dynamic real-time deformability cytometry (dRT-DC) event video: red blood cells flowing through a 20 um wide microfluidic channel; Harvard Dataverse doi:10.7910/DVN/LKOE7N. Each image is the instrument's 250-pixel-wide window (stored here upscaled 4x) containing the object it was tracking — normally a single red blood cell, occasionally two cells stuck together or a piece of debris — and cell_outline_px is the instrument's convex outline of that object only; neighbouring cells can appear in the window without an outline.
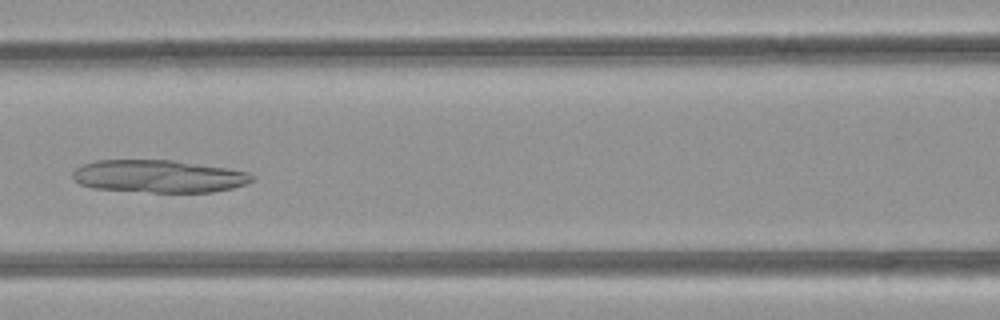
{"species": "common noctule bat (a hibernating species)", "species_latin": "Nyctalus noctula", "temperature_condition": "room temperature", "stored_images_in_passage": 49, "camera_frame_rate_fps": 3000, "um_per_image_px": 0.085, "animal": {"sex": "female", "body_mass_g": 21.9}, "frame": {"image": 1, "passage_image": 21, "time_ms": 6.667, "image_size_px": [1000, 320], "cell_outline_px": [[252, 180], [244, 184], [232, 188], [212, 192], [152, 192], [92, 188], [80, 184], [72, 176], [72, 172], [76, 168], [84, 164], [96, 160], [172, 160], [228, 168], [248, 172], [252, 176]], "centroid_in_image_um": [13.47, 14.98], "position_along_channel_um": 153.1, "area_um2": 33.87}}
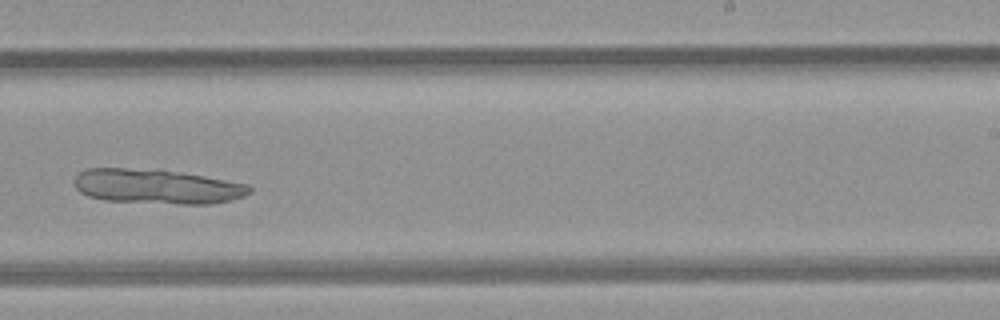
{"frame": {"image": 2, "passage_image": 30, "time_ms": 9.667, "image_size_px": [1000, 320], "cell_outline_px": [[252, 192], [244, 196], [232, 200], [212, 204], [176, 204], [104, 200], [88, 196], [80, 192], [76, 188], [76, 176], [80, 172], [88, 168], [124, 168], [180, 172], [248, 184], [252, 188]], "centroid_in_image_um": [13.37, 15.87], "position_along_channel_um": 275.6, "area_um2": 35.14}}
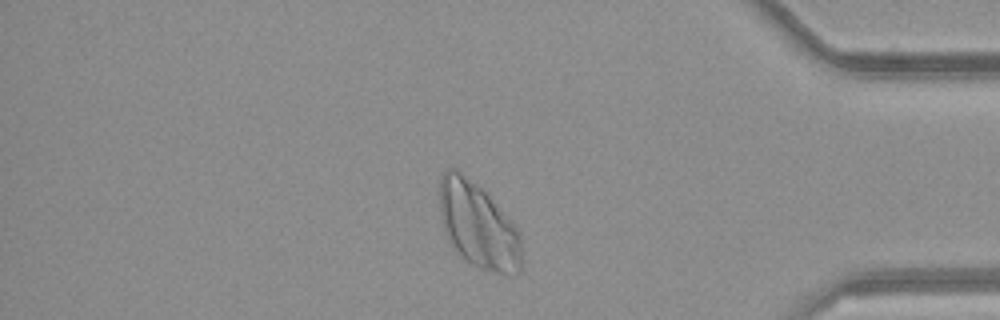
{"frame": {"image": 3, "passage_image": 41, "time_ms": 13.333, "image_size_px": [1000, 320], "cell_outline_px": [[520, 272], [516, 276], [504, 276], [480, 268], [464, 260], [452, 248], [444, 232], [440, 212], [440, 176], [448, 168], [456, 168], [480, 188], [512, 220], [520, 232]], "centroid_in_image_um": [40.64, 19.21], "position_along_channel_um": 394.6, "area_um2": 41.1}}